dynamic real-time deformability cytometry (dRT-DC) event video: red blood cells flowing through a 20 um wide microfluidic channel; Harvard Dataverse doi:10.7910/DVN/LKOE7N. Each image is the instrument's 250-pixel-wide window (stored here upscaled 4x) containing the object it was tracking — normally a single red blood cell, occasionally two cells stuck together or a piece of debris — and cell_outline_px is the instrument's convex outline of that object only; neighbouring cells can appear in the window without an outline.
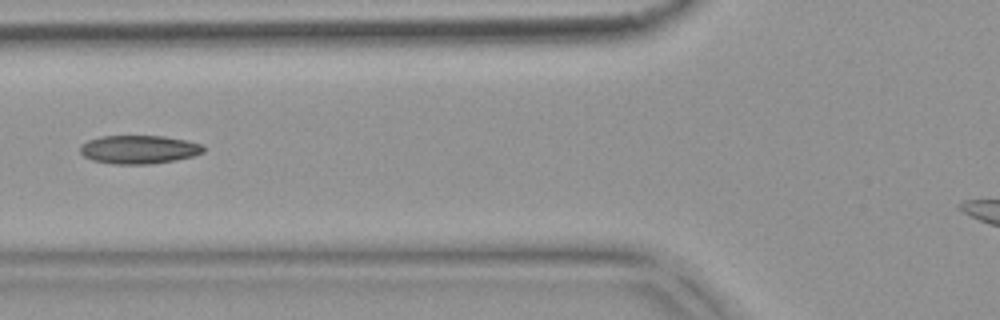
{"species": "common noctule bat (a hibernating species)", "species_latin": "Nyctalus noctula", "temperature_condition": "warm", "stored_images_in_passage": 10, "segment_of_instrument_passage": [1, 2], "camera_frame_rate_fps": 3000, "um_per_image_px": 0.085, "animal": {"sex": "female", "body_mass_g": 18.4}, "frame": {"image": 1, "passage_image": 6, "time_ms": 1.667, "image_size_px": [1000, 320], "cell_outline_px": [[204, 152], [192, 156], [176, 160], [152, 164], [112, 164], [92, 160], [84, 156], [80, 152], [80, 144], [88, 140], [100, 136], [164, 136], [188, 140], [204, 144]], "centroid_in_image_um": [11.82, 12.7], "position_along_channel_um": 114.0, "area_um2": 20.69}}
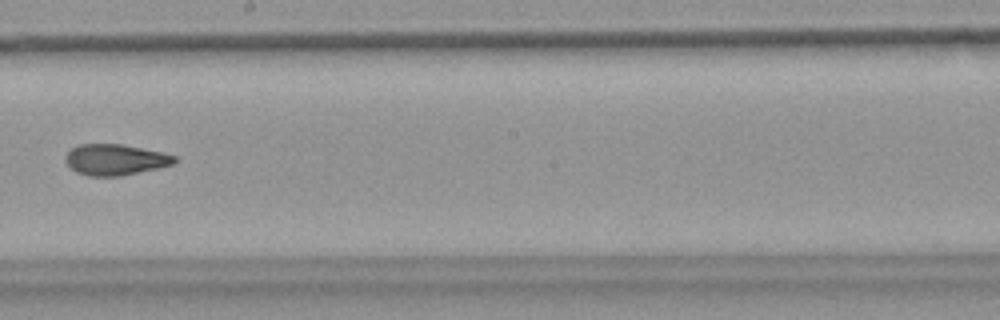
{"frame": {"image": 2, "passage_image": 9, "time_ms": 2.667, "image_size_px": [1000, 320], "cell_outline_px": [[176, 160], [172, 164], [160, 168], [120, 176], [88, 176], [76, 172], [64, 160], [64, 156], [72, 148], [80, 144], [120, 144], [160, 152], [176, 156]], "centroid_in_image_um": [9.77, 13.58], "position_along_channel_um": 238.4, "area_um2": 19.54}}